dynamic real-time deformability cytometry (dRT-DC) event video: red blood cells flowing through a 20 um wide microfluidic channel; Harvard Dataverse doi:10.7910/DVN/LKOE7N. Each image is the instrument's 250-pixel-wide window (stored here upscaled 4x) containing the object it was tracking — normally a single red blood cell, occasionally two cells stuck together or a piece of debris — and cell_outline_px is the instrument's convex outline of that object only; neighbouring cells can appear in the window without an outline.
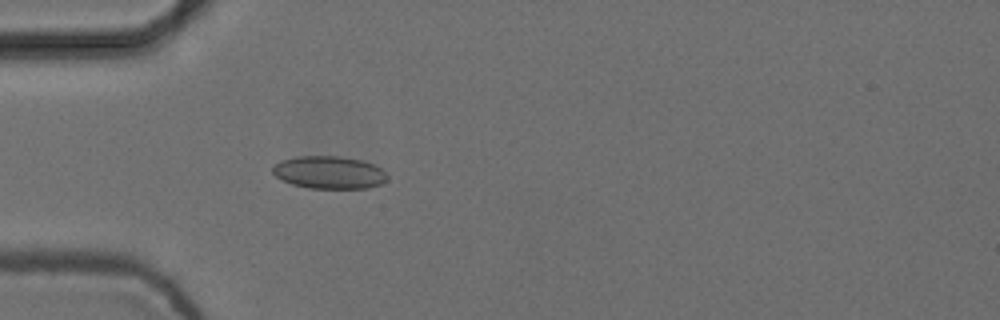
{"species": "common noctule bat (a hibernating species)", "species_latin": "Nyctalus noctula", "temperature_condition": "cold", "stored_images_in_passage": 4, "camera_frame_rate_fps": 3000, "um_per_image_px": 0.085, "animal": {"sex": "female", "body_mass_g": 24.6, "forearm_length_mm": 56.2}, "frame": {"image": 1, "passage_image": 4, "time_ms": 1.0, "image_size_px": [1000, 320], "cell_outline_px": [[388, 180], [380, 184], [368, 188], [308, 188], [292, 184], [276, 176], [272, 172], [272, 164], [280, 160], [296, 156], [340, 156], [360, 160], [372, 164], [380, 168], [388, 176]], "centroid_in_image_um": [27.95, 14.65], "position_along_channel_um": 57.1, "area_um2": 21.85}}